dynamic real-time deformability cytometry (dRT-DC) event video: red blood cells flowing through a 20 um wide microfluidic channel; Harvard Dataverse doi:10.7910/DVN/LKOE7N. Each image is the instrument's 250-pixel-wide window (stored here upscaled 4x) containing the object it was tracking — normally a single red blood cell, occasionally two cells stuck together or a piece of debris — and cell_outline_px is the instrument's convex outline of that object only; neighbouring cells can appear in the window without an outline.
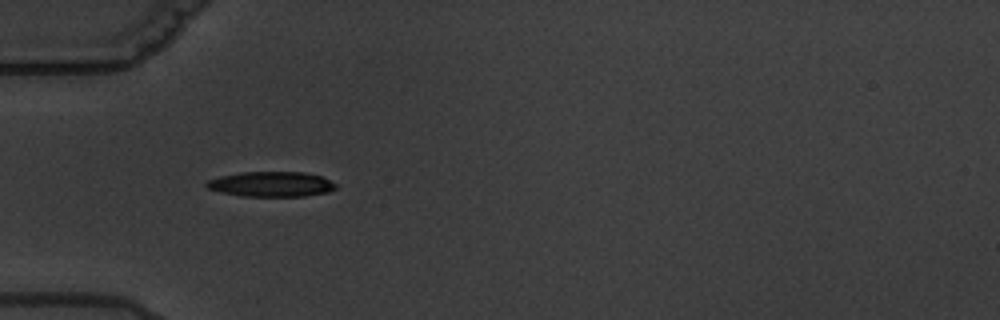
{"species": "common noctule bat (a hibernating species)", "species_latin": "Nyctalus noctula", "temperature_condition": "warm", "stored_images_in_passage": 2, "camera_frame_rate_fps": 3000, "um_per_image_px": 0.085, "animal": {"sex": "male", "body_mass_g": 19.5, "forearm_length_mm": 54.6}, "frame": {"image": 1, "passage_image": 1, "time_ms": 0.0, "image_size_px": [1000, 320], "cell_outline_px": [[336, 188], [328, 192], [304, 196], [240, 196], [220, 192], [208, 188], [204, 184], [208, 180], [220, 176], [240, 172], [304, 172], [324, 176], [336, 184]], "centroid_in_image_um": [23.07, 15.65], "position_along_channel_um": 61.9, "area_um2": 19.02}}